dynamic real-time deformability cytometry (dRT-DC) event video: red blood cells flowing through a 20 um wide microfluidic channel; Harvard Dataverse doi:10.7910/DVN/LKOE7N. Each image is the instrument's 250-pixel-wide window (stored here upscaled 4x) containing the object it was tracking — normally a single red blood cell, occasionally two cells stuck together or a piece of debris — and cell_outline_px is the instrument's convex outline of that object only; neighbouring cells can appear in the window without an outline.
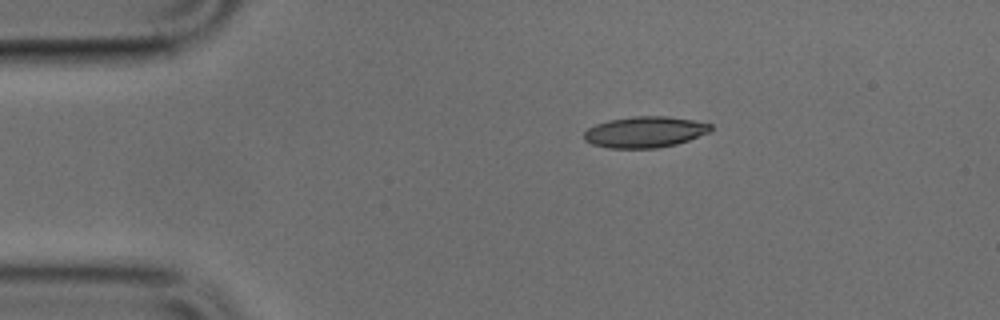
{"species": "common noctule bat (a hibernating species)", "species_latin": "Nyctalus noctula", "temperature_condition": "cold", "stored_images_in_passage": 42, "camera_frame_rate_fps": 3000, "um_per_image_px": 0.085, "animal": {"sex": "male", "body_mass_g": 17.9, "forearm_length_mm": 54.2}, "frame": {"image": 1, "passage_image": 1, "time_ms": 0.0, "image_size_px": [1000, 320], "cell_outline_px": [[712, 132], [676, 144], [656, 148], [608, 148], [592, 144], [584, 140], [584, 132], [588, 128], [596, 124], [608, 120], [632, 116], [668, 116], [692, 120], [712, 124]], "centroid_in_image_um": [54.82, 11.22], "position_along_channel_um": 30.2, "area_um2": 23.06}}
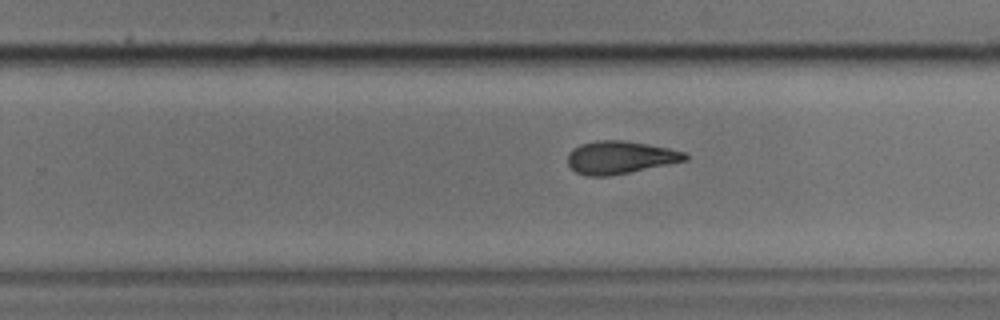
{"frame": {"image": 2, "passage_image": 23, "time_ms": 7.333, "image_size_px": [1000, 320], "cell_outline_px": [[688, 160], [608, 176], [588, 176], [576, 172], [568, 164], [568, 152], [572, 148], [580, 144], [596, 140], [624, 140], [648, 144], [668, 148], [684, 152], [688, 156]], "centroid_in_image_um": [52.67, 13.37], "position_along_channel_um": 277.1, "area_um2": 22.31}}
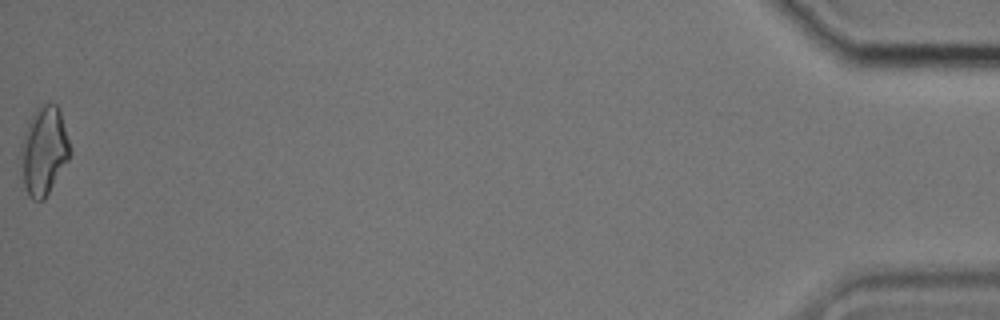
{"frame": {"image": 3, "passage_image": 42, "time_ms": 13.667, "image_size_px": [1000, 320], "cell_outline_px": [[72, 152], [68, 160], [44, 200], [32, 200], [28, 196], [24, 184], [20, 156], [20, 144], [32, 112], [36, 108], [44, 104], [56, 104], [60, 112], [72, 148]], "centroid_in_image_um": [3.73, 12.81], "position_along_channel_um": 431.5, "area_um2": 25.37}}